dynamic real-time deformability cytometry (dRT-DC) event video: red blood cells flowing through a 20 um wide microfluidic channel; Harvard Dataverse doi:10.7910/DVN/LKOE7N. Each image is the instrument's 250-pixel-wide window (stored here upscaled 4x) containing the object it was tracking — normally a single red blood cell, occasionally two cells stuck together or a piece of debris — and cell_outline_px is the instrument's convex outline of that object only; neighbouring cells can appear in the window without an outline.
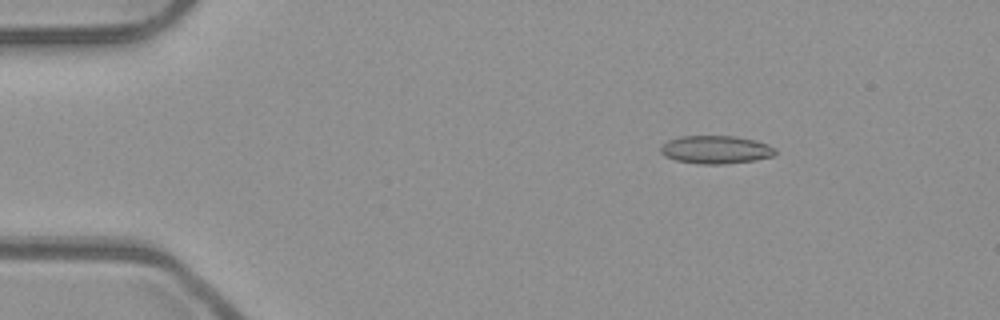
{"species": "common noctule bat (a hibernating species)", "species_latin": "Nyctalus noctula", "temperature_condition": "room temperature", "stored_images_in_passage": 52, "camera_frame_rate_fps": 3000, "um_per_image_px": 0.085, "animal": {"sex": "male", "body_mass_g": 23.1, "forearm_length_mm": 52.7}, "frame": {"image": 1, "passage_image": 8, "time_ms": 2.333, "image_size_px": [1000, 320], "cell_outline_px": [[776, 152], [772, 156], [756, 160], [724, 164], [696, 164], [676, 160], [664, 156], [660, 152], [660, 148], [668, 140], [680, 136], [736, 136], [752, 140], [776, 148]], "centroid_in_image_um": [60.8, 12.73], "position_along_channel_um": 24.2, "area_um2": 18.67}}
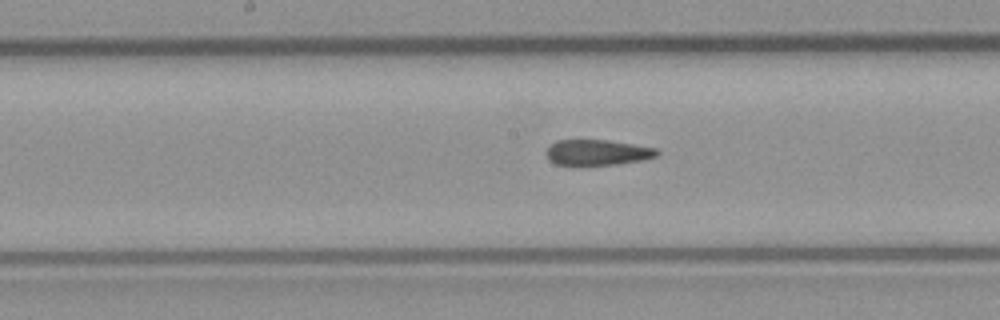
{"frame": {"image": 2, "passage_image": 27, "time_ms": 8.667, "image_size_px": [1000, 320], "cell_outline_px": [[660, 152], [656, 156], [644, 160], [616, 164], [556, 164], [548, 160], [544, 152], [556, 140], [608, 140], [656, 148]], "centroid_in_image_um": [50.77, 12.95], "position_along_channel_um": 197.4, "area_um2": 16.36}}
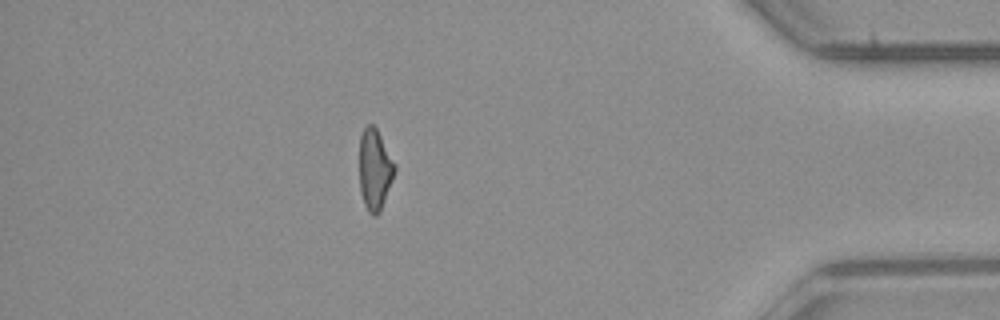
{"frame": {"image": 3, "passage_image": 46, "time_ms": 15.0, "image_size_px": [1000, 320], "cell_outline_px": [[396, 168], [380, 212], [376, 216], [372, 216], [368, 212], [364, 204], [360, 192], [360, 136], [364, 128], [368, 124], [372, 124], [376, 128], [396, 164]], "centroid_in_image_um": [31.85, 14.42], "position_along_channel_um": 403.4, "area_um2": 16.53}, "authors_computed_cell_mechanics": {"area_um2": 17.6868, "velocity_mm_per_s": 3.9601, "shape_relaxation_time_tau1_ms": null, "shape_relaxation_time_tau2_ms": 3.0454, "deformation_change_tau1": null, "deformation_change_tau2": 0.111}}